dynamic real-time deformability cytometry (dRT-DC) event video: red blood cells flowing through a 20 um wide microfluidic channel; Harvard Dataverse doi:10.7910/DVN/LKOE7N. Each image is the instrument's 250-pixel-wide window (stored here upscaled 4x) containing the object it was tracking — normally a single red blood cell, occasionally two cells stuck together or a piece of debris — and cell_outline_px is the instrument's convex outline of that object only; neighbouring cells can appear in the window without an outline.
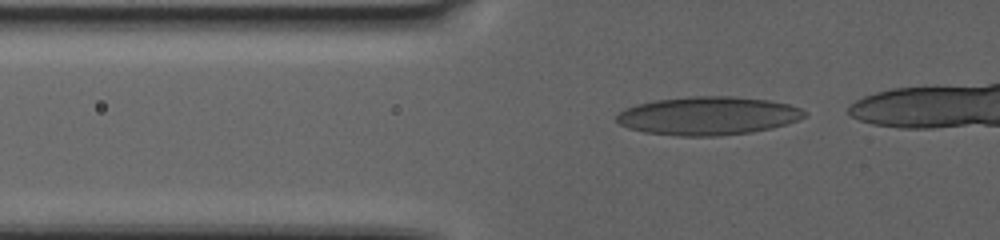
{"species": "human", "species_latin": "Homo sapiens", "temperature_condition": "warm", "stored_images_in_passage": 72, "camera_frame_rate_fps": 3000, "um_per_image_px": 0.085, "donor": {"sex": "female"}, "frame": {"image": 1, "passage_image": 25, "time_ms": 8.0, "image_size_px": [1000, 240], "cell_outline_px": [[808, 112], [804, 116], [796, 120], [772, 128], [752, 132], [716, 136], [680, 136], [644, 132], [628, 128], [620, 124], [616, 120], [616, 116], [624, 108], [636, 104], [652, 100], [692, 96], [736, 96], [768, 100], [788, 104], [800, 108]], "centroid_in_image_um": [60.15, 9.84], "position_along_channel_um": 65.7, "area_um2": 42.08}}
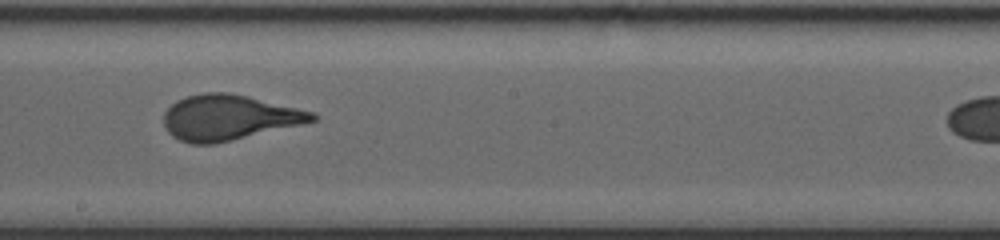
{"frame": {"image": 2, "passage_image": 47, "time_ms": 15.333, "image_size_px": [1000, 240], "cell_outline_px": [[320, 116], [316, 120], [300, 124], [216, 144], [192, 144], [180, 140], [172, 136], [168, 132], [164, 124], [164, 112], [176, 100], [188, 96], [204, 92], [228, 92], [248, 96], [312, 112]], "centroid_in_image_um": [19.41, 9.99], "position_along_channel_um": 228.8, "area_um2": 38.9}}
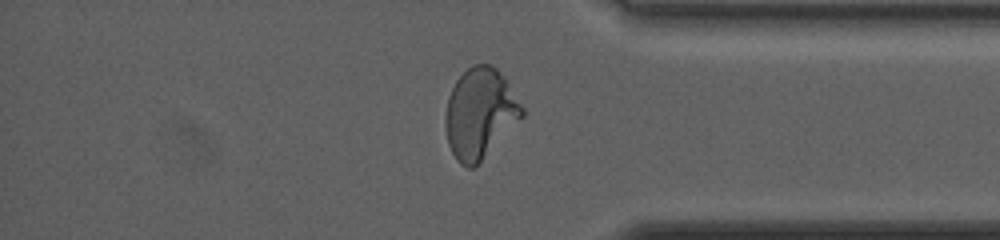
{"frame": {"image": 3, "passage_image": 68, "time_ms": 22.333, "image_size_px": [1000, 240], "cell_outline_px": [[524, 116], [472, 168], [468, 168], [460, 164], [456, 160], [448, 144], [444, 124], [444, 116], [448, 96], [456, 80], [472, 64], [492, 64], [500, 72], [524, 108]], "centroid_in_image_um": [40.76, 9.62], "position_along_channel_um": 394.4, "area_um2": 39.88}}